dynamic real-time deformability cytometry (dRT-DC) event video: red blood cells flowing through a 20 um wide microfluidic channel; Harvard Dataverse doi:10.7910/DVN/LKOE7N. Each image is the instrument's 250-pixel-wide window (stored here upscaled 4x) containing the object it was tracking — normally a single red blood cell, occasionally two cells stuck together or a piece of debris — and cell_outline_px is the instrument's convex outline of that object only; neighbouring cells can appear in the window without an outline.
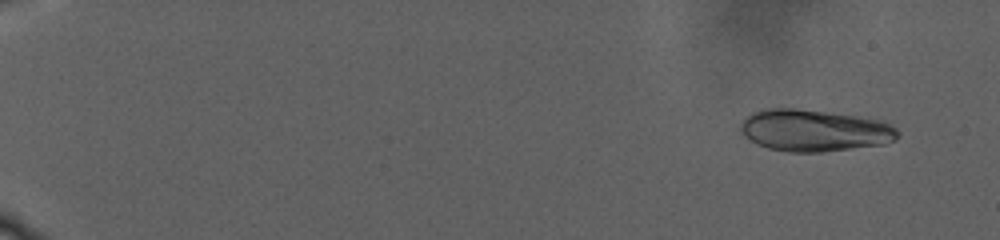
{"species": "human", "species_latin": "Homo sapiens", "temperature_condition": "warm", "stored_images_in_passage": 76, "camera_frame_rate_fps": 3000, "um_per_image_px": 0.085, "donor": {"sex": "male"}, "frame": {"image": 1, "passage_image": 6, "time_ms": 2.667, "image_size_px": [1000, 240], "cell_outline_px": [[900, 136], [896, 140], [884, 144], [824, 152], [788, 152], [768, 148], [756, 144], [744, 136], [740, 132], [740, 124], [752, 112], [760, 108], [796, 108], [832, 112], [884, 120], [896, 128], [900, 132]], "centroid_in_image_um": [69.24, 11.08], "position_along_channel_um": 15.8, "area_um2": 38.96}}
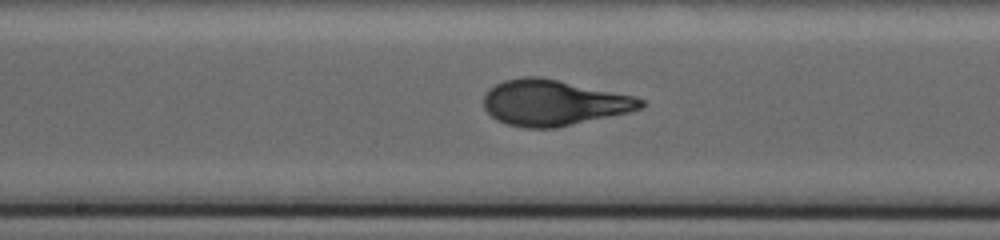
{"frame": {"image": 2, "passage_image": 46, "time_ms": 20.667, "image_size_px": [1000, 240], "cell_outline_px": [[644, 108], [628, 112], [556, 128], [524, 128], [508, 124], [496, 120], [484, 108], [484, 96], [488, 88], [504, 80], [524, 76], [536, 76], [556, 80], [632, 96], [644, 100]], "centroid_in_image_um": [47.0, 8.74], "position_along_channel_um": 201.2, "area_um2": 41.44}}
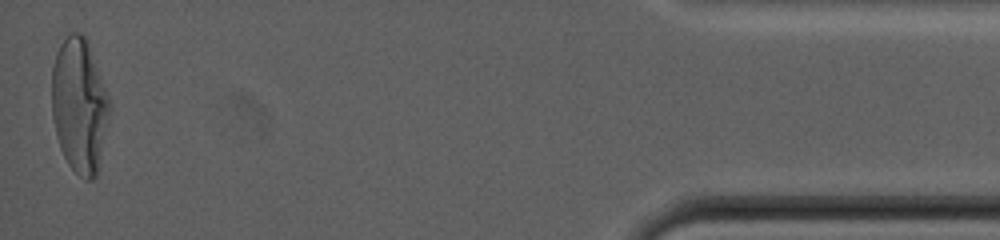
{"frame": {"image": 3, "passage_image": 76, "time_ms": 34.667, "image_size_px": [1000, 240], "cell_outline_px": [[108, 112], [100, 156], [96, 176], [92, 180], [84, 180], [68, 164], [60, 148], [52, 116], [52, 68], [56, 52], [60, 44], [68, 32], [84, 32], [88, 40], [108, 96]], "centroid_in_image_um": [6.71, 8.89], "position_along_channel_um": 428.5, "area_um2": 44.74}, "authors_computed_cell_mechanics": {"area_um2": 40.2866, "velocity_mm_per_s": 2.1095, "shape_relaxation_time_tau1_ms": 8.8458, "shape_relaxation_time_tau2_ms": null, "deformation_change_tau1": 0.2644, "deformation_change_tau2": null}}